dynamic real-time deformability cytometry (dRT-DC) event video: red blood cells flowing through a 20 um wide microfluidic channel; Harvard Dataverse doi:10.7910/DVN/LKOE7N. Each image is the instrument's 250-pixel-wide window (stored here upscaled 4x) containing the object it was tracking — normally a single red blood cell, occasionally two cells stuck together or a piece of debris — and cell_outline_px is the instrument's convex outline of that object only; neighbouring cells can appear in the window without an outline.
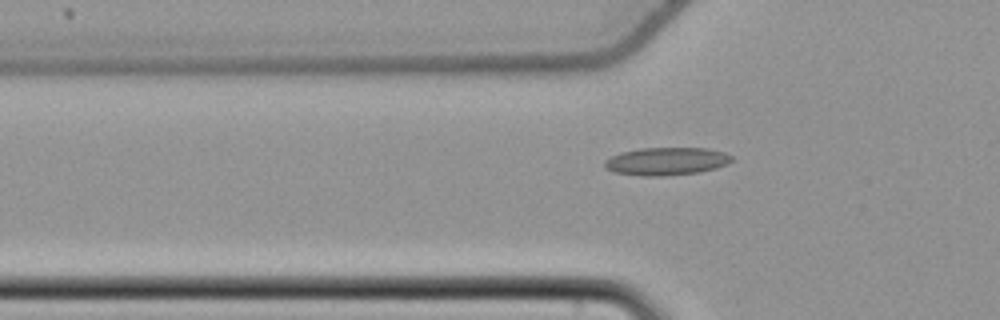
{"species": "common noctule bat (a hibernating species)", "species_latin": "Nyctalus noctula", "temperature_condition": "cold", "stored_images_in_passage": 48, "camera_frame_rate_fps": 3000, "um_per_image_px": 0.085, "animal": {"sex": "female", "body_mass_g": 22.7, "forearm_length_mm": 54.2}, "frame": {"image": 1, "passage_image": 17, "time_ms": 5.333, "image_size_px": [1000, 320], "cell_outline_px": [[732, 160], [728, 164], [716, 168], [700, 172], [664, 176], [640, 176], [616, 172], [604, 168], [604, 160], [620, 152], [640, 148], [708, 148], [724, 152], [732, 156]], "centroid_in_image_um": [56.64, 13.71], "position_along_channel_um": 69.2, "area_um2": 20.75}}
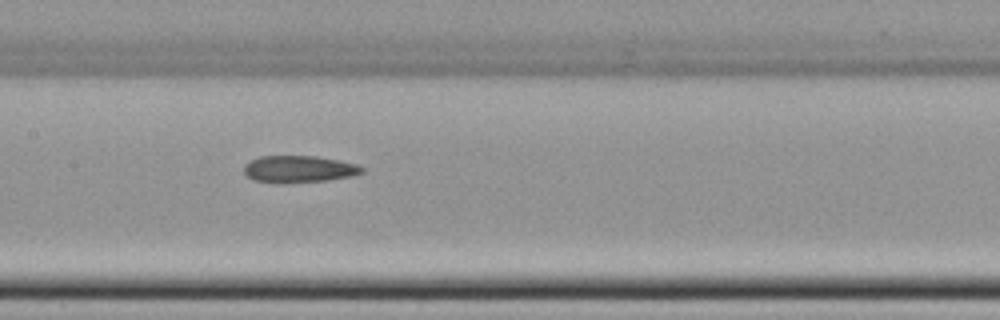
{"frame": {"image": 2, "passage_image": 26, "time_ms": 8.333, "image_size_px": [1000, 320], "cell_outline_px": [[364, 172], [352, 176], [328, 180], [280, 184], [252, 180], [244, 176], [244, 164], [260, 156], [316, 156], [356, 164], [364, 168]], "centroid_in_image_um": [25.36, 14.39], "position_along_channel_um": 182.0, "area_um2": 18.73}}
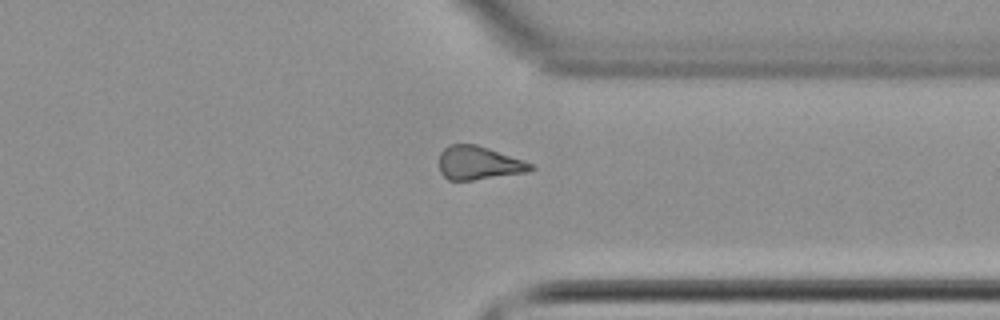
{"frame": {"image": 3, "passage_image": 41, "time_ms": 13.333, "image_size_px": [1000, 320], "cell_outline_px": [[536, 168], [524, 172], [472, 180], [448, 180], [440, 172], [440, 152], [448, 144], [476, 144], [524, 160], [532, 164]], "centroid_in_image_um": [40.66, 13.84], "position_along_channel_um": 370.7, "area_um2": 17.69}}